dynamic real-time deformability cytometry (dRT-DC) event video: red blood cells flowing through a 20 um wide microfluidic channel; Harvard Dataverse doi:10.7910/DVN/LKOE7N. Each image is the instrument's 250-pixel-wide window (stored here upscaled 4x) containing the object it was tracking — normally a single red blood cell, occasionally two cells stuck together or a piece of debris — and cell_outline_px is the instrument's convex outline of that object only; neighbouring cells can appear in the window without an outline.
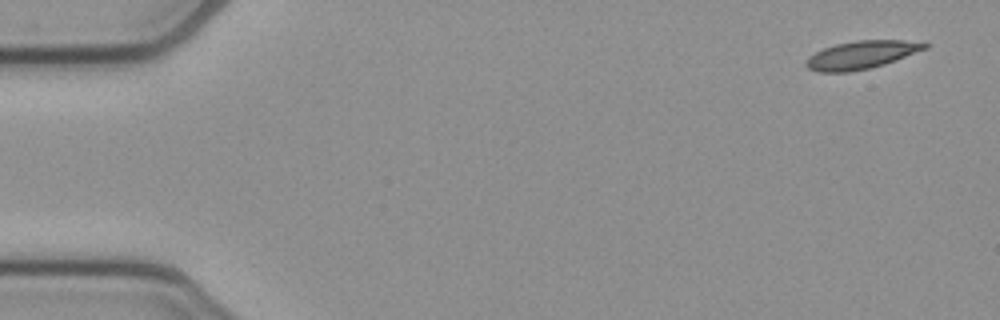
{"species": "common noctule bat (a hibernating species)", "species_latin": "Nyctalus noctula", "temperature_condition": "cold", "stored_images_in_passage": 10, "camera_frame_rate_fps": 3000, "um_per_image_px": 0.085, "animal": {"sex": "female", "body_mass_g": 21.9}, "frame": {"image": 1, "passage_image": 1, "time_ms": 0.0, "image_size_px": [1000, 320], "cell_outline_px": [[928, 48], [896, 60], [872, 68], [848, 72], [816, 72], [808, 68], [804, 64], [808, 56], [824, 48], [836, 44], [856, 40], [924, 40], [928, 44]], "centroid_in_image_um": [73.26, 4.66], "position_along_channel_um": 11.7, "area_um2": 19.65}}